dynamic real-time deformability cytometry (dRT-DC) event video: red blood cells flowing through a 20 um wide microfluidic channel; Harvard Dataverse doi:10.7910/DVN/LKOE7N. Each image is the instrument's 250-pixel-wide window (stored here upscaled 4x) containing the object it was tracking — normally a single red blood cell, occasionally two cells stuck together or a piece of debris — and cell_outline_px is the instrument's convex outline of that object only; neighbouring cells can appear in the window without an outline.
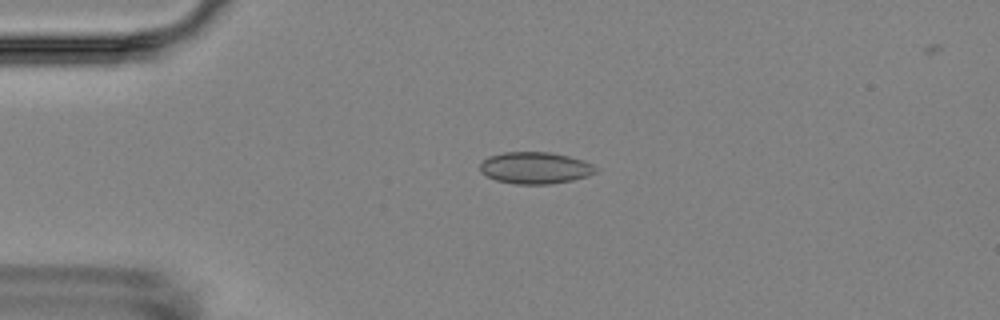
{"species": "Egyptian fruit bat (a non-hibernating species)", "species_latin": "Rousettus aegyptiacus", "temperature_condition": "room temperature", "stored_images_in_passage": 5, "camera_frame_rate_fps": 3000, "um_per_image_px": 0.085, "animal": {"sex": "female"}, "frame": {"image": 1, "passage_image": 3, "time_ms": 3.0, "image_size_px": [1000, 320], "cell_outline_px": [[600, 168], [596, 172], [588, 176], [572, 180], [548, 184], [516, 184], [496, 180], [480, 172], [480, 160], [488, 156], [504, 152], [552, 152], [584, 160]], "centroid_in_image_um": [45.49, 14.26], "position_along_channel_um": 39.5, "area_um2": 21.62}}